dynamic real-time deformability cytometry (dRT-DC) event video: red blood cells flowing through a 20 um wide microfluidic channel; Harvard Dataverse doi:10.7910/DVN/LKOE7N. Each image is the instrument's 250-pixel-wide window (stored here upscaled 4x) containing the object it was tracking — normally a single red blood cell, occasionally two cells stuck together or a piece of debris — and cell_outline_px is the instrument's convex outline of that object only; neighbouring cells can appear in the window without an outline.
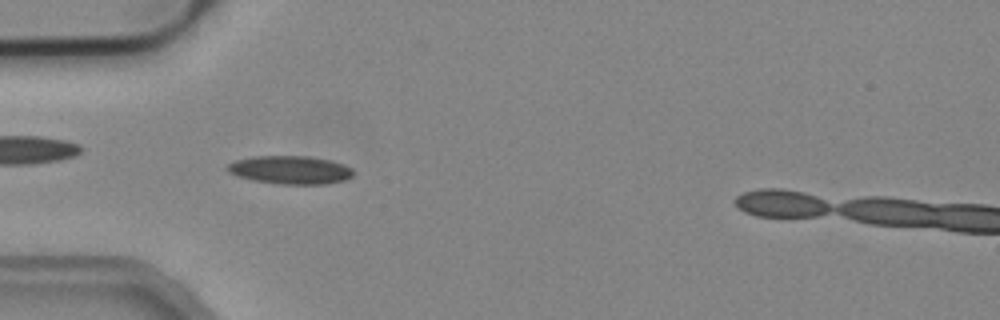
{"species": "common noctule bat (a hibernating species)", "species_latin": "Nyctalus noctula", "temperature_condition": "cold", "stored_images_in_passage": 3, "camera_frame_rate_fps": 3000, "um_per_image_px": 0.085, "animal": {"sex": "male", "body_mass_g": 19.2, "forearm_length_mm": 51.8}, "frame": {"image": 1, "passage_image": 1, "time_ms": 0.0, "image_size_px": [1000, 320], "cell_outline_px": [[352, 176], [344, 180], [324, 184], [280, 184], [252, 180], [228, 172], [224, 168], [228, 164], [236, 160], [256, 156], [308, 156], [332, 160], [344, 164], [352, 168]], "centroid_in_image_um": [24.67, 14.44], "position_along_channel_um": 60.3, "area_um2": 20.69}}